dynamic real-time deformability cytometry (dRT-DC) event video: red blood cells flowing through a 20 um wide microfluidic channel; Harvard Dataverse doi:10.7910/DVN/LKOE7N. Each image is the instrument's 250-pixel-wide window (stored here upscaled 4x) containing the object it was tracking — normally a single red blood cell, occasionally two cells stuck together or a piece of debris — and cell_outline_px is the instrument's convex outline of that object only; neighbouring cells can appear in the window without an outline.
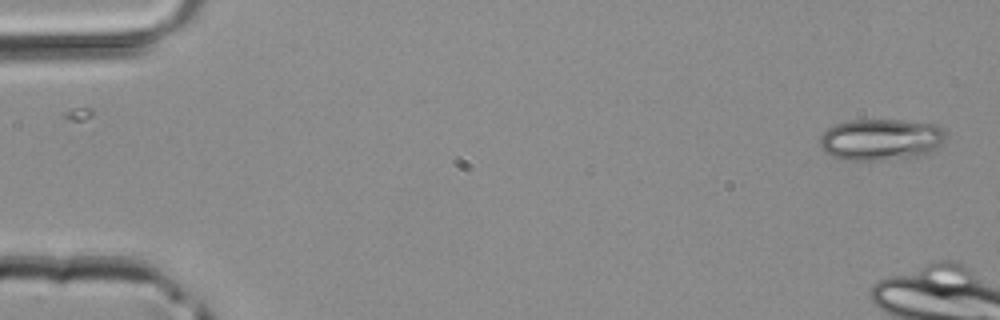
{"species": "common noctule bat (a hibernating species)", "species_latin": "Nyctalus noctula", "temperature_condition": "room temperature", "stored_images_in_passage": 2, "camera_frame_rate_fps": 3000, "um_per_image_px": 0.085, "animal": {"sex": "male", "body_mass_g": 20.4}, "frame": {"image": 1, "passage_image": 2, "time_ms": 0.333, "image_size_px": [1000, 320], "cell_outline_px": [[944, 140], [940, 148], [924, 156], [884, 160], [848, 160], [832, 156], [824, 152], [820, 148], [820, 136], [828, 128], [836, 124], [852, 120], [904, 120], [936, 124], [944, 128]], "centroid_in_image_um": [74.92, 11.87], "position_along_channel_um": 10.1, "area_um2": 30.92}}